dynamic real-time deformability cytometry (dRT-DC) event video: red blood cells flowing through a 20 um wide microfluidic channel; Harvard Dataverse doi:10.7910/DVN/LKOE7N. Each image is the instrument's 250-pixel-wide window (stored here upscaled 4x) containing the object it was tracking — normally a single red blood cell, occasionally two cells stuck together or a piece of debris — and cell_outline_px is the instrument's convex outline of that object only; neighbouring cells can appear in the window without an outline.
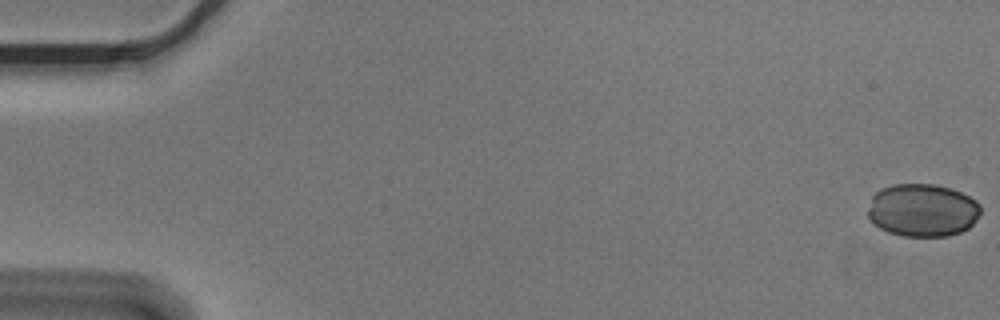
{"species": "Egyptian fruit bat (a non-hibernating species)", "species_latin": "Rousettus aegyptiacus", "temperature_condition": "cold", "stored_images_in_passage": 6, "camera_frame_rate_fps": 3000, "um_per_image_px": 0.085, "animal": {"sex": "male"}, "frame": {"image": 1, "passage_image": 1, "time_ms": 0.0, "image_size_px": [1000, 320], "cell_outline_px": [[980, 212], [976, 220], [968, 228], [960, 232], [948, 236], [904, 236], [888, 232], [880, 228], [868, 216], [868, 208], [872, 196], [880, 188], [892, 184], [936, 184], [952, 188], [976, 200], [980, 204]], "centroid_in_image_um": [78.42, 17.85], "position_along_channel_um": 6.6, "area_um2": 34.85}}
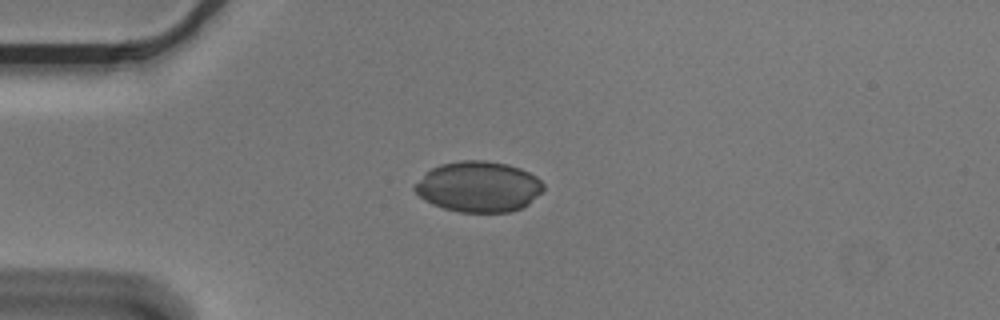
{"frame": {"image": 2, "passage_image": 5, "time_ms": 1.333, "image_size_px": [1000, 320], "cell_outline_px": [[544, 188], [528, 204], [520, 208], [508, 212], [460, 212], [444, 208], [432, 204], [424, 200], [412, 188], [432, 168], [440, 164], [460, 160], [484, 160], [508, 164], [520, 168], [536, 176], [544, 184]], "centroid_in_image_um": [40.68, 15.86], "position_along_channel_um": 44.3, "area_um2": 37.69}}